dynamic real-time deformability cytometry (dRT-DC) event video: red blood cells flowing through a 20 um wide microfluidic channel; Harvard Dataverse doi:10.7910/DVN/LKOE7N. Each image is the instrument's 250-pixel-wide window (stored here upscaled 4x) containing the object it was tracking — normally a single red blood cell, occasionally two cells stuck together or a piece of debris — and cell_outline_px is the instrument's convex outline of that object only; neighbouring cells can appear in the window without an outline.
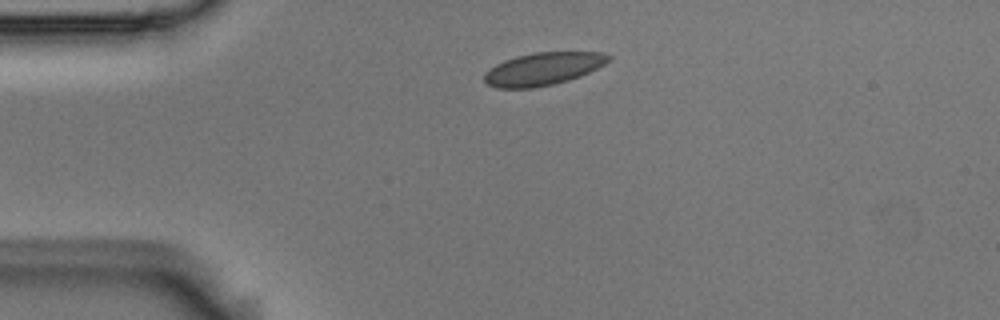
{"species": "Egyptian fruit bat (a non-hibernating species)", "species_latin": "Rousettus aegyptiacus", "temperature_condition": "room temperature", "stored_images_in_passage": 2, "camera_frame_rate_fps": 3000, "um_per_image_px": 0.085, "animal": {"sex": "male"}, "frame": {"image": 1, "passage_image": 1, "time_ms": 0.0, "image_size_px": [1000, 320], "cell_outline_px": [[612, 60], [580, 76], [568, 80], [552, 84], [532, 88], [496, 88], [488, 84], [484, 80], [484, 72], [496, 64], [504, 60], [516, 56], [536, 52], [604, 52], [612, 56]], "centroid_in_image_um": [46.16, 5.84], "position_along_channel_um": 38.8, "area_um2": 23.64}}